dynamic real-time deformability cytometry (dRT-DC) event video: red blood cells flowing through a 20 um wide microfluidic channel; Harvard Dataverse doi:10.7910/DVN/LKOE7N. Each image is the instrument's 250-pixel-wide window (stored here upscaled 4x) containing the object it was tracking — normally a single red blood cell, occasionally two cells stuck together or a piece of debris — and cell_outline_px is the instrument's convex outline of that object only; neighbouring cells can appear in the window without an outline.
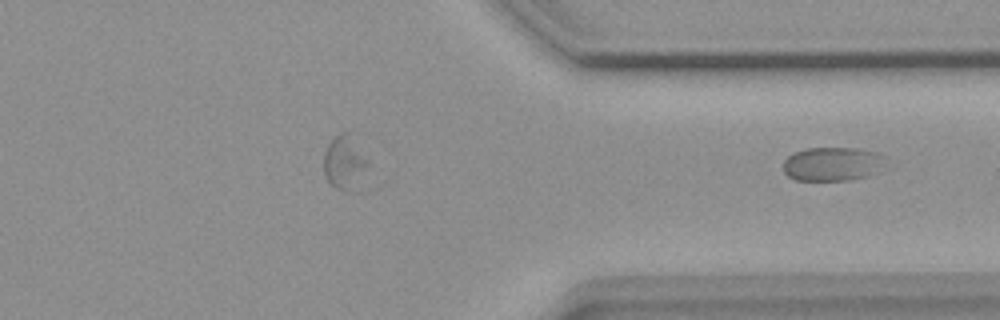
{"species": "common noctule bat (a hibernating species)", "species_latin": "Nyctalus noctula", "temperature_condition": "warm", "stored_images_in_passage": 40, "segment_of_instrument_passage": [2, 2], "camera_frame_rate_fps": 3000, "um_per_image_px": 0.085, "animal": {"sex": "female", "body_mass_g": 18.4}, "frame": {"image": 1, "passage_image": 40, "time_ms": 13.0, "image_size_px": [1000, 320], "cell_outline_px": [[892, 168], [864, 176], [848, 180], [796, 180], [788, 176], [784, 172], [784, 160], [788, 156], [796, 152], [808, 148], [860, 148], [876, 152], [888, 156]], "centroid_in_image_um": [70.93, 13.93], "position_along_channel_um": 340.5, "area_um2": 20.87}}